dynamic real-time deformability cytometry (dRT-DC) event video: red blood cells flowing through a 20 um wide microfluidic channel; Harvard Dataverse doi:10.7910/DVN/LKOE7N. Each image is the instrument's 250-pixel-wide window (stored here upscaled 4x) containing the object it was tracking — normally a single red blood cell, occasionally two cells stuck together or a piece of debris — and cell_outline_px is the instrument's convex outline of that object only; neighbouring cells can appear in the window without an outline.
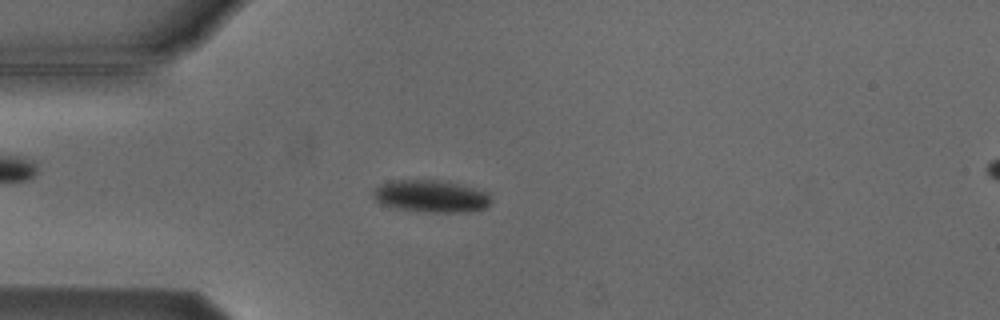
{"species": "Egyptian fruit bat (a non-hibernating species)", "species_latin": "Rousettus aegyptiacus", "temperature_condition": "cold", "stored_images_in_passage": 7, "camera_frame_rate_fps": 3000, "um_per_image_px": 0.085, "animal": {"sex": "male"}, "frame": {"image": 1, "passage_image": 4, "time_ms": 3.667, "image_size_px": [1000, 320], "cell_outline_px": [[492, 200], [484, 208], [472, 212], [424, 212], [396, 208], [384, 204], [376, 200], [372, 196], [372, 192], [380, 184], [392, 180], [440, 180], [488, 192]], "centroid_in_image_um": [36.63, 16.68], "position_along_channel_um": 48.4, "area_um2": 22.02}}
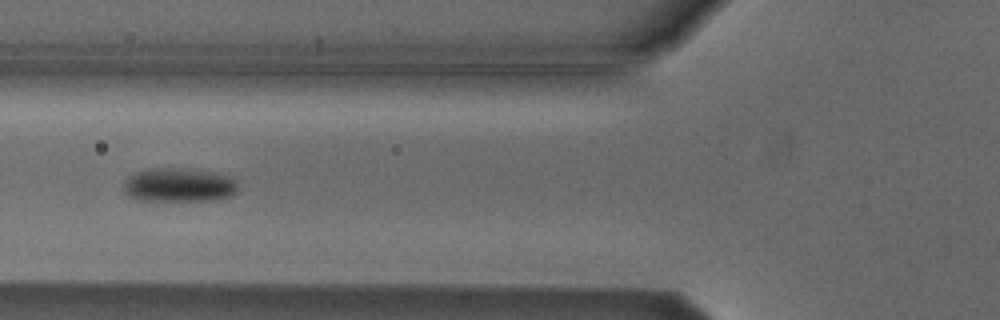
{"frame": {"image": 2, "passage_image": 6, "time_ms": 5.667, "image_size_px": [1000, 320], "cell_outline_px": [[236, 192], [232, 196], [216, 200], [132, 200], [124, 192], [124, 184], [128, 176], [136, 172], [148, 168], [188, 168], [216, 172], [232, 176], [236, 180]], "centroid_in_image_um": [15.22, 15.71], "position_along_channel_um": 110.6, "area_um2": 23.0}}
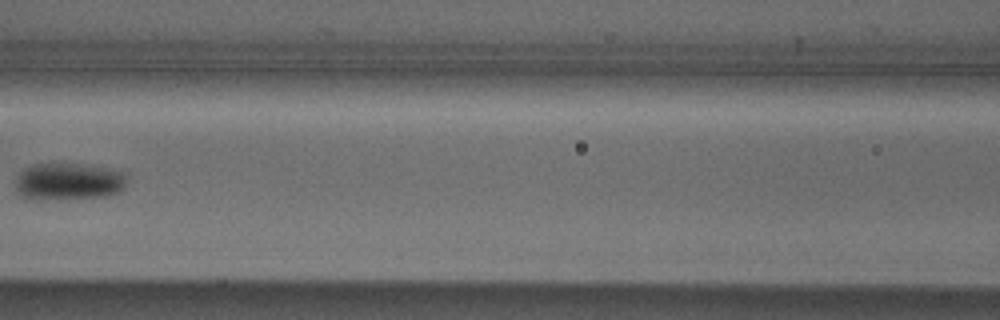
{"frame": {"image": 3, "passage_image": 7, "time_ms": 7.0, "image_size_px": [1000, 320], "cell_outline_px": [[124, 188], [120, 192], [108, 196], [60, 200], [36, 200], [20, 196], [16, 192], [16, 180], [20, 172], [24, 168], [32, 164], [76, 164], [108, 168], [120, 172], [124, 176]], "centroid_in_image_um": [5.76, 15.46], "position_along_channel_um": 160.8, "area_um2": 24.28}}